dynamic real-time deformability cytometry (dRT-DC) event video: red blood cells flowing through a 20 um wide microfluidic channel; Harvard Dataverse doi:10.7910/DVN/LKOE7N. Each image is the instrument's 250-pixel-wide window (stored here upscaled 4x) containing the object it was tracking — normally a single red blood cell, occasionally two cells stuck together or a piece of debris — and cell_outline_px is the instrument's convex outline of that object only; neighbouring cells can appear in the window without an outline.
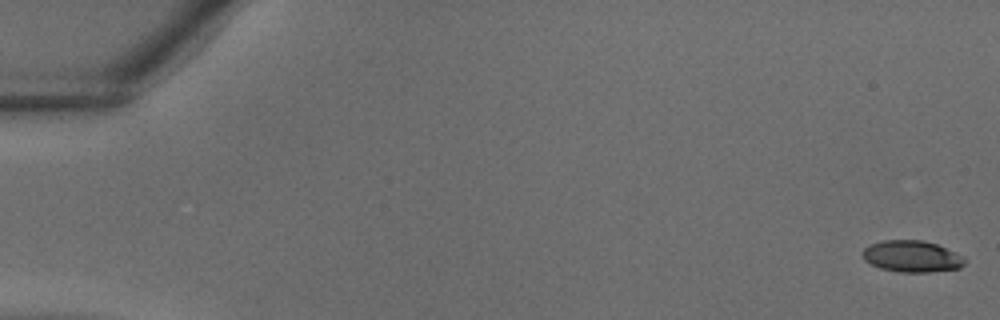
{"species": "common noctule bat (a hibernating species)", "species_latin": "Nyctalus noctula", "temperature_condition": "warm", "stored_images_in_passage": 38, "camera_frame_rate_fps": 3000, "um_per_image_px": 0.085, "animal": {"sex": "male", "body_mass_g": 18.8}, "frame": {"image": 1, "passage_image": 1, "time_ms": 0.0, "image_size_px": [1000, 320], "cell_outline_px": [[964, 264], [960, 268], [928, 272], [900, 272], [880, 268], [864, 260], [860, 256], [860, 252], [864, 248], [872, 244], [884, 240], [920, 240], [936, 244], [964, 256]], "centroid_in_image_um": [77.47, 21.79], "position_along_channel_um": 7.5, "area_um2": 18.73}}
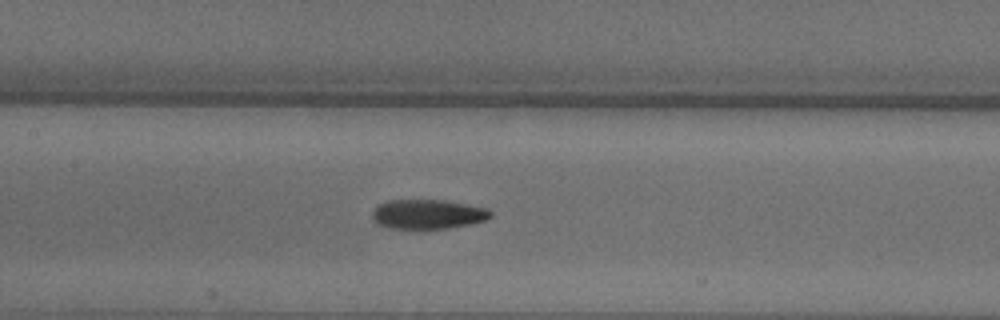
{"frame": {"image": 2, "passage_image": 19, "time_ms": 6.0, "image_size_px": [1000, 320], "cell_outline_px": [[492, 216], [488, 220], [472, 224], [448, 228], [388, 228], [376, 224], [372, 220], [372, 212], [380, 204], [388, 200], [440, 200], [488, 208], [492, 212]], "centroid_in_image_um": [36.37, 18.21], "position_along_channel_um": 171.0, "area_um2": 20.35}}
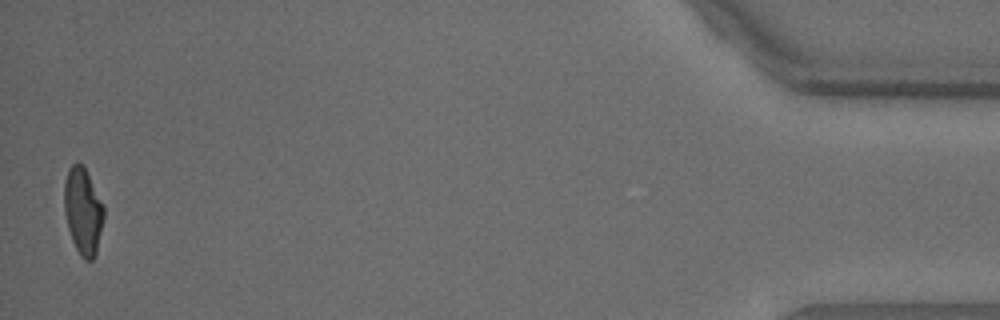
{"frame": {"image": 3, "passage_image": 38, "time_ms": 12.333, "image_size_px": [1000, 320], "cell_outline_px": [[104, 220], [96, 252], [92, 260], [84, 260], [80, 256], [72, 240], [68, 228], [64, 212], [64, 184], [68, 168], [76, 160], [84, 168], [104, 208]], "centroid_in_image_um": [7.03, 17.96], "position_along_channel_um": 428.2, "area_um2": 19.77}}